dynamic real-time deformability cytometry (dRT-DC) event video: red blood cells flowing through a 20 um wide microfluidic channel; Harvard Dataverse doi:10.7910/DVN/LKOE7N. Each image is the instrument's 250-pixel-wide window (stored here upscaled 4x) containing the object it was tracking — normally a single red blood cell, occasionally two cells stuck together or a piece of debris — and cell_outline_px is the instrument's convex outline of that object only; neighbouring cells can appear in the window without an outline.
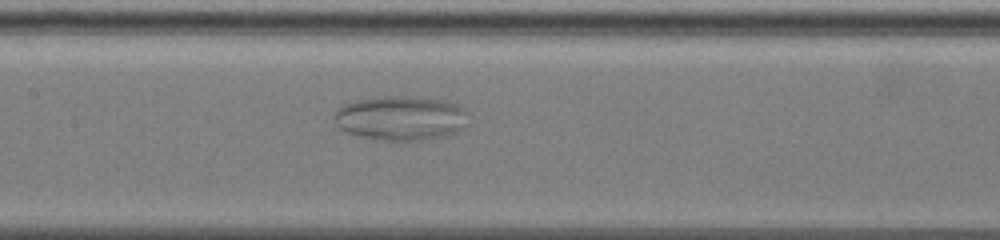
{"species": "common noctule bat (a hibernating species)", "species_latin": "Nyctalus noctula", "temperature_condition": "warm", "stored_images_in_passage": 48, "segment_of_instrument_passage": [1, 2], "camera_frame_rate_fps": 3000, "um_per_image_px": 0.085, "animal": {"sex": "female", "body_mass_g": 19.5, "forearm_length_mm": 54.1}, "frame": {"image": 1, "passage_image": 33, "time_ms": 11.333, "image_size_px": [1000, 240], "cell_outline_px": [[464, 112], [460, 128], [456, 132], [444, 136], [428, 140], [372, 140], [344, 132], [336, 124], [332, 116], [344, 104], [356, 100], [384, 96], [404, 96], [444, 100], [456, 104]], "centroid_in_image_um": [33.94, 10.05], "position_along_channel_um": 173.5, "area_um2": 34.33}}
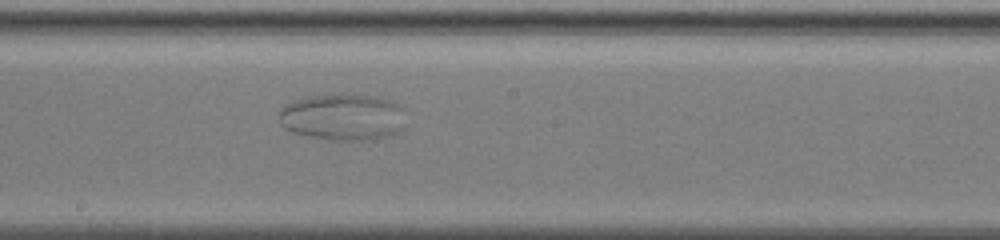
{"frame": {"image": 2, "passage_image": 38, "time_ms": 13.0, "image_size_px": [1000, 240], "cell_outline_px": [[404, 128], [396, 132], [372, 140], [328, 140], [308, 136], [292, 132], [284, 128], [280, 124], [280, 108], [284, 104], [296, 100], [316, 96], [372, 96], [388, 100], [396, 104], [400, 108], [404, 124]], "centroid_in_image_um": [29.08, 9.99], "position_along_channel_um": 219.1, "area_um2": 33.64}}
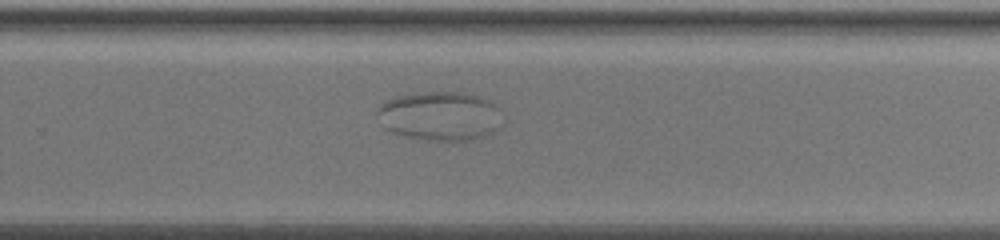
{"frame": {"image": 3, "passage_image": 42, "time_ms": 15.667, "image_size_px": [1000, 240], "cell_outline_px": [[508, 120], [500, 128], [484, 136], [472, 140], [424, 140], [404, 136], [388, 132], [380, 124], [376, 112], [376, 108], [380, 104], [396, 96], [424, 92], [460, 92], [492, 100], [500, 108]], "centroid_in_image_um": [37.45, 9.87], "position_along_channel_um": 292.3, "area_um2": 36.82}}